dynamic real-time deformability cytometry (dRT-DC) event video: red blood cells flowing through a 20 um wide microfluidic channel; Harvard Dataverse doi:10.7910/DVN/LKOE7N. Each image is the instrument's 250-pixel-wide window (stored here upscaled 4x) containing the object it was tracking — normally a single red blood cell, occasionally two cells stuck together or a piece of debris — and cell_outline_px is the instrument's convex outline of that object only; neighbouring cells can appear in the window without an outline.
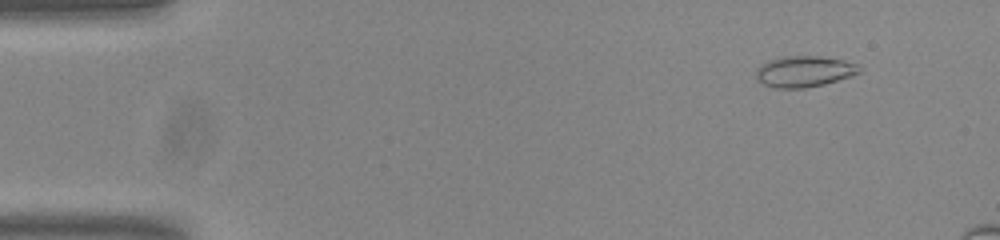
{"species": "common noctule bat (a hibernating species)", "species_latin": "Nyctalus noctula", "temperature_condition": "room temperature", "stored_images_in_passage": 15, "camera_frame_rate_fps": 3000, "um_per_image_px": 0.085, "animal": {"sex": "male", "body_mass_g": 20.0, "forearm_length_mm": 53.3}, "frame": {"image": 1, "passage_image": 5, "time_ms": 1.333, "image_size_px": [1000, 240], "cell_outline_px": [[860, 72], [852, 76], [824, 84], [804, 88], [772, 88], [756, 80], [756, 68], [760, 64], [768, 60], [780, 56], [820, 56], [844, 60], [856, 64], [860, 68]], "centroid_in_image_um": [68.31, 6.07], "position_along_channel_um": 16.7, "area_um2": 18.9}}